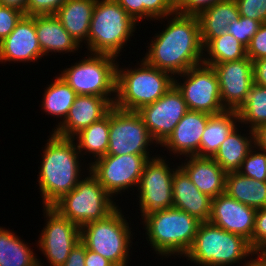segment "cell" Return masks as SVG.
Returning <instances> with one entry per match:
<instances>
[{
  "label": "cell",
  "instance_id": "6da1fadb",
  "mask_svg": "<svg viewBox=\"0 0 266 266\" xmlns=\"http://www.w3.org/2000/svg\"><path fill=\"white\" fill-rule=\"evenodd\" d=\"M169 17L165 29L152 38L143 59L175 77L202 64L204 52L197 15L174 12Z\"/></svg>",
  "mask_w": 266,
  "mask_h": 266
},
{
  "label": "cell",
  "instance_id": "7a4b0ae2",
  "mask_svg": "<svg viewBox=\"0 0 266 266\" xmlns=\"http://www.w3.org/2000/svg\"><path fill=\"white\" fill-rule=\"evenodd\" d=\"M44 147L38 177L43 207L52 206L81 180V154L73 138L52 133ZM81 164V165H80ZM81 175V176H80Z\"/></svg>",
  "mask_w": 266,
  "mask_h": 266
},
{
  "label": "cell",
  "instance_id": "3957f363",
  "mask_svg": "<svg viewBox=\"0 0 266 266\" xmlns=\"http://www.w3.org/2000/svg\"><path fill=\"white\" fill-rule=\"evenodd\" d=\"M140 63L138 68L124 69L117 62L114 107L138 111L162 97L174 84L170 73L149 65L144 59Z\"/></svg>",
  "mask_w": 266,
  "mask_h": 266
},
{
  "label": "cell",
  "instance_id": "277c9868",
  "mask_svg": "<svg viewBox=\"0 0 266 266\" xmlns=\"http://www.w3.org/2000/svg\"><path fill=\"white\" fill-rule=\"evenodd\" d=\"M255 254L258 253L245 237L205 221L200 223L193 244L184 257L200 266H234Z\"/></svg>",
  "mask_w": 266,
  "mask_h": 266
},
{
  "label": "cell",
  "instance_id": "5b68a950",
  "mask_svg": "<svg viewBox=\"0 0 266 266\" xmlns=\"http://www.w3.org/2000/svg\"><path fill=\"white\" fill-rule=\"evenodd\" d=\"M143 222L148 243L150 241V246L162 257H184L201 223L196 217L174 207L152 214Z\"/></svg>",
  "mask_w": 266,
  "mask_h": 266
},
{
  "label": "cell",
  "instance_id": "8992f818",
  "mask_svg": "<svg viewBox=\"0 0 266 266\" xmlns=\"http://www.w3.org/2000/svg\"><path fill=\"white\" fill-rule=\"evenodd\" d=\"M137 25L115 0H96L86 44L89 53L119 57Z\"/></svg>",
  "mask_w": 266,
  "mask_h": 266
},
{
  "label": "cell",
  "instance_id": "52a82bcc",
  "mask_svg": "<svg viewBox=\"0 0 266 266\" xmlns=\"http://www.w3.org/2000/svg\"><path fill=\"white\" fill-rule=\"evenodd\" d=\"M118 206L105 218L80 227V242L112 263L129 262L131 229ZM128 259V260H127Z\"/></svg>",
  "mask_w": 266,
  "mask_h": 266
},
{
  "label": "cell",
  "instance_id": "ba28073f",
  "mask_svg": "<svg viewBox=\"0 0 266 266\" xmlns=\"http://www.w3.org/2000/svg\"><path fill=\"white\" fill-rule=\"evenodd\" d=\"M103 188L96 177L88 171V176L76 187L62 196L51 207L79 227L105 218L118 205Z\"/></svg>",
  "mask_w": 266,
  "mask_h": 266
},
{
  "label": "cell",
  "instance_id": "9c48e42d",
  "mask_svg": "<svg viewBox=\"0 0 266 266\" xmlns=\"http://www.w3.org/2000/svg\"><path fill=\"white\" fill-rule=\"evenodd\" d=\"M89 55L70 68L64 69L60 76L77 95L101 96L114 105L117 57L107 54Z\"/></svg>",
  "mask_w": 266,
  "mask_h": 266
},
{
  "label": "cell",
  "instance_id": "30bf717a",
  "mask_svg": "<svg viewBox=\"0 0 266 266\" xmlns=\"http://www.w3.org/2000/svg\"><path fill=\"white\" fill-rule=\"evenodd\" d=\"M183 77V83L176 79ZM186 77V78H185ZM174 77V85L181 92L188 110L215 115L224 112L219 82L212 66L204 63L191 67Z\"/></svg>",
  "mask_w": 266,
  "mask_h": 266
},
{
  "label": "cell",
  "instance_id": "8fae6325",
  "mask_svg": "<svg viewBox=\"0 0 266 266\" xmlns=\"http://www.w3.org/2000/svg\"><path fill=\"white\" fill-rule=\"evenodd\" d=\"M164 157L146 161L138 184L142 220L173 206L172 180L177 168H170Z\"/></svg>",
  "mask_w": 266,
  "mask_h": 266
},
{
  "label": "cell",
  "instance_id": "7c38bea8",
  "mask_svg": "<svg viewBox=\"0 0 266 266\" xmlns=\"http://www.w3.org/2000/svg\"><path fill=\"white\" fill-rule=\"evenodd\" d=\"M151 143L156 144L136 111L116 107L109 111V147L106 155H149Z\"/></svg>",
  "mask_w": 266,
  "mask_h": 266
},
{
  "label": "cell",
  "instance_id": "4fadbf2b",
  "mask_svg": "<svg viewBox=\"0 0 266 266\" xmlns=\"http://www.w3.org/2000/svg\"><path fill=\"white\" fill-rule=\"evenodd\" d=\"M150 155H105L88 163L89 170L113 197L132 187H138L146 161ZM130 187V188H129Z\"/></svg>",
  "mask_w": 266,
  "mask_h": 266
},
{
  "label": "cell",
  "instance_id": "5bb4252c",
  "mask_svg": "<svg viewBox=\"0 0 266 266\" xmlns=\"http://www.w3.org/2000/svg\"><path fill=\"white\" fill-rule=\"evenodd\" d=\"M44 214L46 226L41 230L37 244L50 266H62L71 250L80 242V227L51 206L44 207Z\"/></svg>",
  "mask_w": 266,
  "mask_h": 266
},
{
  "label": "cell",
  "instance_id": "9a60e30c",
  "mask_svg": "<svg viewBox=\"0 0 266 266\" xmlns=\"http://www.w3.org/2000/svg\"><path fill=\"white\" fill-rule=\"evenodd\" d=\"M187 111L181 92L173 84L162 97L136 112L141 116L156 145H161Z\"/></svg>",
  "mask_w": 266,
  "mask_h": 266
},
{
  "label": "cell",
  "instance_id": "2e32d148",
  "mask_svg": "<svg viewBox=\"0 0 266 266\" xmlns=\"http://www.w3.org/2000/svg\"><path fill=\"white\" fill-rule=\"evenodd\" d=\"M219 82L221 102L226 110L238 111L254 84L253 63L249 57L212 66Z\"/></svg>",
  "mask_w": 266,
  "mask_h": 266
},
{
  "label": "cell",
  "instance_id": "e0dca14e",
  "mask_svg": "<svg viewBox=\"0 0 266 266\" xmlns=\"http://www.w3.org/2000/svg\"><path fill=\"white\" fill-rule=\"evenodd\" d=\"M256 211L224 192L212 199L208 221L250 241L254 232Z\"/></svg>",
  "mask_w": 266,
  "mask_h": 266
},
{
  "label": "cell",
  "instance_id": "ac0fdd59",
  "mask_svg": "<svg viewBox=\"0 0 266 266\" xmlns=\"http://www.w3.org/2000/svg\"><path fill=\"white\" fill-rule=\"evenodd\" d=\"M36 35L35 16L24 15L0 42V62H33L43 57Z\"/></svg>",
  "mask_w": 266,
  "mask_h": 266
},
{
  "label": "cell",
  "instance_id": "d6986e66",
  "mask_svg": "<svg viewBox=\"0 0 266 266\" xmlns=\"http://www.w3.org/2000/svg\"><path fill=\"white\" fill-rule=\"evenodd\" d=\"M114 105L101 96L77 95L63 122L52 131L64 138H73L82 129L107 115Z\"/></svg>",
  "mask_w": 266,
  "mask_h": 266
},
{
  "label": "cell",
  "instance_id": "ffe728a7",
  "mask_svg": "<svg viewBox=\"0 0 266 266\" xmlns=\"http://www.w3.org/2000/svg\"><path fill=\"white\" fill-rule=\"evenodd\" d=\"M210 116L205 112L188 110L160 147H166L175 157L176 154L200 156V140Z\"/></svg>",
  "mask_w": 266,
  "mask_h": 266
},
{
  "label": "cell",
  "instance_id": "44dd1931",
  "mask_svg": "<svg viewBox=\"0 0 266 266\" xmlns=\"http://www.w3.org/2000/svg\"><path fill=\"white\" fill-rule=\"evenodd\" d=\"M172 193V207L187 212L201 222L209 220L212 198L201 193L180 166L173 174Z\"/></svg>",
  "mask_w": 266,
  "mask_h": 266
},
{
  "label": "cell",
  "instance_id": "7402d4cb",
  "mask_svg": "<svg viewBox=\"0 0 266 266\" xmlns=\"http://www.w3.org/2000/svg\"><path fill=\"white\" fill-rule=\"evenodd\" d=\"M188 158H185L186 162L184 160L180 167L201 193L213 199L225 192L226 172L212 157L195 155Z\"/></svg>",
  "mask_w": 266,
  "mask_h": 266
},
{
  "label": "cell",
  "instance_id": "603a6c76",
  "mask_svg": "<svg viewBox=\"0 0 266 266\" xmlns=\"http://www.w3.org/2000/svg\"><path fill=\"white\" fill-rule=\"evenodd\" d=\"M35 29L44 56L49 52L71 53L80 47L55 15L35 16Z\"/></svg>",
  "mask_w": 266,
  "mask_h": 266
},
{
  "label": "cell",
  "instance_id": "cb8c5ba5",
  "mask_svg": "<svg viewBox=\"0 0 266 266\" xmlns=\"http://www.w3.org/2000/svg\"><path fill=\"white\" fill-rule=\"evenodd\" d=\"M197 17L204 48L211 40L223 35L228 25L240 17V13L235 0H224L204 9Z\"/></svg>",
  "mask_w": 266,
  "mask_h": 266
},
{
  "label": "cell",
  "instance_id": "d4e9b609",
  "mask_svg": "<svg viewBox=\"0 0 266 266\" xmlns=\"http://www.w3.org/2000/svg\"><path fill=\"white\" fill-rule=\"evenodd\" d=\"M95 3L96 0H67L55 14L79 45L87 42Z\"/></svg>",
  "mask_w": 266,
  "mask_h": 266
},
{
  "label": "cell",
  "instance_id": "484cf974",
  "mask_svg": "<svg viewBox=\"0 0 266 266\" xmlns=\"http://www.w3.org/2000/svg\"><path fill=\"white\" fill-rule=\"evenodd\" d=\"M236 110L211 115L200 140V157H213L227 136L239 125ZM238 124V125H237Z\"/></svg>",
  "mask_w": 266,
  "mask_h": 266
},
{
  "label": "cell",
  "instance_id": "4316f807",
  "mask_svg": "<svg viewBox=\"0 0 266 266\" xmlns=\"http://www.w3.org/2000/svg\"><path fill=\"white\" fill-rule=\"evenodd\" d=\"M248 130L250 136L241 135L236 127L212 157L226 173L237 172L242 165V161L254 147V131Z\"/></svg>",
  "mask_w": 266,
  "mask_h": 266
},
{
  "label": "cell",
  "instance_id": "83f0119b",
  "mask_svg": "<svg viewBox=\"0 0 266 266\" xmlns=\"http://www.w3.org/2000/svg\"><path fill=\"white\" fill-rule=\"evenodd\" d=\"M225 193L256 210L266 207V181L254 180L239 172H228Z\"/></svg>",
  "mask_w": 266,
  "mask_h": 266
},
{
  "label": "cell",
  "instance_id": "f1b7e54d",
  "mask_svg": "<svg viewBox=\"0 0 266 266\" xmlns=\"http://www.w3.org/2000/svg\"><path fill=\"white\" fill-rule=\"evenodd\" d=\"M23 241L12 230L0 227V266H43Z\"/></svg>",
  "mask_w": 266,
  "mask_h": 266
},
{
  "label": "cell",
  "instance_id": "f546056e",
  "mask_svg": "<svg viewBox=\"0 0 266 266\" xmlns=\"http://www.w3.org/2000/svg\"><path fill=\"white\" fill-rule=\"evenodd\" d=\"M73 139L82 158L88 153L94 157L93 161L105 156L109 147V113L82 129Z\"/></svg>",
  "mask_w": 266,
  "mask_h": 266
},
{
  "label": "cell",
  "instance_id": "4dcf8cb0",
  "mask_svg": "<svg viewBox=\"0 0 266 266\" xmlns=\"http://www.w3.org/2000/svg\"><path fill=\"white\" fill-rule=\"evenodd\" d=\"M46 88L42 99V108L47 114L56 116V118L60 117L63 122L77 94L61 76H57L54 82Z\"/></svg>",
  "mask_w": 266,
  "mask_h": 266
},
{
  "label": "cell",
  "instance_id": "1f68e13d",
  "mask_svg": "<svg viewBox=\"0 0 266 266\" xmlns=\"http://www.w3.org/2000/svg\"><path fill=\"white\" fill-rule=\"evenodd\" d=\"M203 63L214 66L222 62H231L247 57L246 47L227 31L211 40L204 48ZM206 56V57H205Z\"/></svg>",
  "mask_w": 266,
  "mask_h": 266
},
{
  "label": "cell",
  "instance_id": "d6a6232c",
  "mask_svg": "<svg viewBox=\"0 0 266 266\" xmlns=\"http://www.w3.org/2000/svg\"><path fill=\"white\" fill-rule=\"evenodd\" d=\"M240 123L249 124L250 130L266 123V87L253 84L245 103L237 111Z\"/></svg>",
  "mask_w": 266,
  "mask_h": 266
},
{
  "label": "cell",
  "instance_id": "836d02e7",
  "mask_svg": "<svg viewBox=\"0 0 266 266\" xmlns=\"http://www.w3.org/2000/svg\"><path fill=\"white\" fill-rule=\"evenodd\" d=\"M256 149L254 145L237 172L254 180L266 181V152Z\"/></svg>",
  "mask_w": 266,
  "mask_h": 266
},
{
  "label": "cell",
  "instance_id": "e575fe53",
  "mask_svg": "<svg viewBox=\"0 0 266 266\" xmlns=\"http://www.w3.org/2000/svg\"><path fill=\"white\" fill-rule=\"evenodd\" d=\"M260 25L261 23L257 20L240 16L228 25L227 32L247 47Z\"/></svg>",
  "mask_w": 266,
  "mask_h": 266
},
{
  "label": "cell",
  "instance_id": "d590c367",
  "mask_svg": "<svg viewBox=\"0 0 266 266\" xmlns=\"http://www.w3.org/2000/svg\"><path fill=\"white\" fill-rule=\"evenodd\" d=\"M141 3H143V20L150 18L159 21L165 17L168 19L175 12V0H141Z\"/></svg>",
  "mask_w": 266,
  "mask_h": 266
},
{
  "label": "cell",
  "instance_id": "8d00e7d4",
  "mask_svg": "<svg viewBox=\"0 0 266 266\" xmlns=\"http://www.w3.org/2000/svg\"><path fill=\"white\" fill-rule=\"evenodd\" d=\"M240 16H245L259 21L266 22V0H235Z\"/></svg>",
  "mask_w": 266,
  "mask_h": 266
},
{
  "label": "cell",
  "instance_id": "74e56055",
  "mask_svg": "<svg viewBox=\"0 0 266 266\" xmlns=\"http://www.w3.org/2000/svg\"><path fill=\"white\" fill-rule=\"evenodd\" d=\"M67 0H28L27 16L55 15Z\"/></svg>",
  "mask_w": 266,
  "mask_h": 266
},
{
  "label": "cell",
  "instance_id": "f35d334b",
  "mask_svg": "<svg viewBox=\"0 0 266 266\" xmlns=\"http://www.w3.org/2000/svg\"><path fill=\"white\" fill-rule=\"evenodd\" d=\"M25 14L11 7L0 6V42L16 27Z\"/></svg>",
  "mask_w": 266,
  "mask_h": 266
},
{
  "label": "cell",
  "instance_id": "ab89813d",
  "mask_svg": "<svg viewBox=\"0 0 266 266\" xmlns=\"http://www.w3.org/2000/svg\"><path fill=\"white\" fill-rule=\"evenodd\" d=\"M249 242L257 253L266 246V207L256 211L254 232Z\"/></svg>",
  "mask_w": 266,
  "mask_h": 266
},
{
  "label": "cell",
  "instance_id": "60d3db41",
  "mask_svg": "<svg viewBox=\"0 0 266 266\" xmlns=\"http://www.w3.org/2000/svg\"><path fill=\"white\" fill-rule=\"evenodd\" d=\"M246 54L252 61L266 58V22L262 23L246 47Z\"/></svg>",
  "mask_w": 266,
  "mask_h": 266
},
{
  "label": "cell",
  "instance_id": "b9f144b4",
  "mask_svg": "<svg viewBox=\"0 0 266 266\" xmlns=\"http://www.w3.org/2000/svg\"><path fill=\"white\" fill-rule=\"evenodd\" d=\"M224 0H175V12L183 15H198L204 9Z\"/></svg>",
  "mask_w": 266,
  "mask_h": 266
},
{
  "label": "cell",
  "instance_id": "7bdbcfd3",
  "mask_svg": "<svg viewBox=\"0 0 266 266\" xmlns=\"http://www.w3.org/2000/svg\"><path fill=\"white\" fill-rule=\"evenodd\" d=\"M127 14L137 23L143 19V3L141 0H115Z\"/></svg>",
  "mask_w": 266,
  "mask_h": 266
},
{
  "label": "cell",
  "instance_id": "ee69618b",
  "mask_svg": "<svg viewBox=\"0 0 266 266\" xmlns=\"http://www.w3.org/2000/svg\"><path fill=\"white\" fill-rule=\"evenodd\" d=\"M86 247L79 242L70 252L62 266H85Z\"/></svg>",
  "mask_w": 266,
  "mask_h": 266
},
{
  "label": "cell",
  "instance_id": "f6af8a7d",
  "mask_svg": "<svg viewBox=\"0 0 266 266\" xmlns=\"http://www.w3.org/2000/svg\"><path fill=\"white\" fill-rule=\"evenodd\" d=\"M252 63L254 83L266 87V58L254 60Z\"/></svg>",
  "mask_w": 266,
  "mask_h": 266
},
{
  "label": "cell",
  "instance_id": "bcb514c9",
  "mask_svg": "<svg viewBox=\"0 0 266 266\" xmlns=\"http://www.w3.org/2000/svg\"><path fill=\"white\" fill-rule=\"evenodd\" d=\"M85 266H110L111 261L86 248Z\"/></svg>",
  "mask_w": 266,
  "mask_h": 266
},
{
  "label": "cell",
  "instance_id": "7dc6e473",
  "mask_svg": "<svg viewBox=\"0 0 266 266\" xmlns=\"http://www.w3.org/2000/svg\"><path fill=\"white\" fill-rule=\"evenodd\" d=\"M253 131L256 148L266 152V123L258 126Z\"/></svg>",
  "mask_w": 266,
  "mask_h": 266
},
{
  "label": "cell",
  "instance_id": "c3c4849f",
  "mask_svg": "<svg viewBox=\"0 0 266 266\" xmlns=\"http://www.w3.org/2000/svg\"><path fill=\"white\" fill-rule=\"evenodd\" d=\"M28 0H0L1 6L11 7L23 12L26 15V5Z\"/></svg>",
  "mask_w": 266,
  "mask_h": 266
},
{
  "label": "cell",
  "instance_id": "681fc988",
  "mask_svg": "<svg viewBox=\"0 0 266 266\" xmlns=\"http://www.w3.org/2000/svg\"><path fill=\"white\" fill-rule=\"evenodd\" d=\"M255 258L245 261L243 266H266V261L259 254Z\"/></svg>",
  "mask_w": 266,
  "mask_h": 266
},
{
  "label": "cell",
  "instance_id": "f907efd6",
  "mask_svg": "<svg viewBox=\"0 0 266 266\" xmlns=\"http://www.w3.org/2000/svg\"><path fill=\"white\" fill-rule=\"evenodd\" d=\"M258 254L266 261V246Z\"/></svg>",
  "mask_w": 266,
  "mask_h": 266
},
{
  "label": "cell",
  "instance_id": "816d5d0a",
  "mask_svg": "<svg viewBox=\"0 0 266 266\" xmlns=\"http://www.w3.org/2000/svg\"><path fill=\"white\" fill-rule=\"evenodd\" d=\"M128 262L112 263L110 266H127Z\"/></svg>",
  "mask_w": 266,
  "mask_h": 266
}]
</instances>
